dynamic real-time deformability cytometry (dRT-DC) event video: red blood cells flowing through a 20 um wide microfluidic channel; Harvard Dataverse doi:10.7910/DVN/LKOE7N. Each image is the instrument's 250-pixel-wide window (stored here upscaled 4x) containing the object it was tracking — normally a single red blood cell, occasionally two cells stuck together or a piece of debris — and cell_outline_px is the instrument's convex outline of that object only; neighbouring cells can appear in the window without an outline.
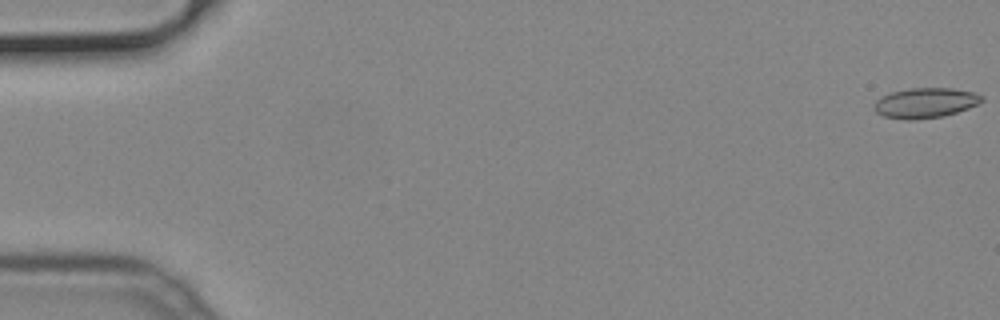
{"species": "common noctule bat (a hibernating species)", "species_latin": "Nyctalus noctula", "temperature_condition": "cold", "stored_images_in_passage": 52, "camera_frame_rate_fps": 3000, "um_per_image_px": 0.085, "animal": {"sex": "male", "body_mass_g": 19.2, "forearm_length_mm": 51.8}, "frame": {"image": 1, "passage_image": 1, "time_ms": 0.0, "image_size_px": [1000, 320], "cell_outline_px": [[984, 100], [968, 108], [944, 116], [916, 120], [908, 120], [884, 116], [876, 112], [872, 108], [872, 104], [880, 96], [892, 92], [912, 88], [952, 88], [976, 92], [984, 96]], "centroid_in_image_um": [78.64, 8.74], "position_along_channel_um": 6.4, "area_um2": 19.07}}
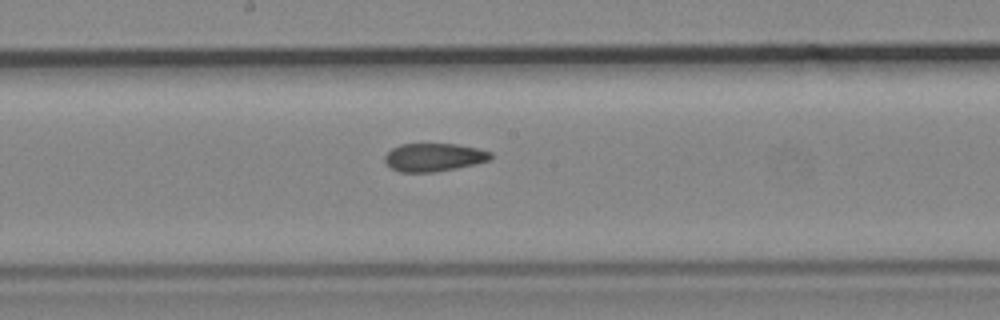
{"frame": {"image": 2, "passage_image": 28, "time_ms": 9.0, "image_size_px": [1000, 320], "cell_outline_px": [[492, 156], [488, 160], [476, 164], [456, 168], [432, 172], [400, 172], [392, 168], [384, 160], [384, 156], [392, 148], [400, 144], [456, 144], [476, 148], [492, 152]], "centroid_in_image_um": [36.87, 13.36], "position_along_channel_um": 211.3, "area_um2": 17.22}}
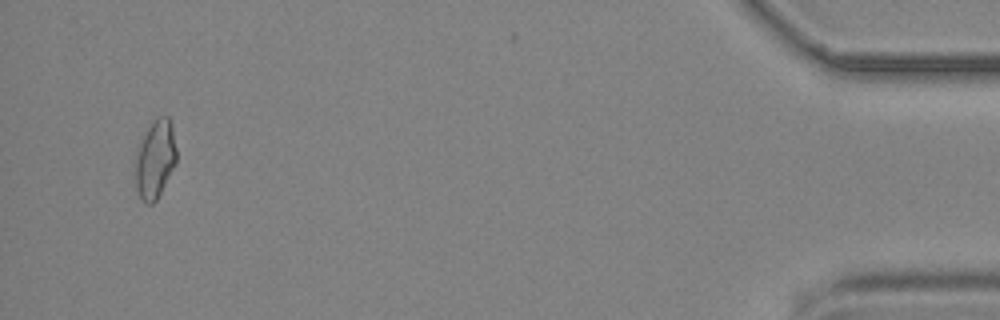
{"frame": {"image": 3, "passage_image": 50, "time_ms": 16.333, "image_size_px": [1000, 320], "cell_outline_px": [[176, 164], [156, 200], [152, 204], [148, 204], [140, 200], [136, 188], [132, 172], [132, 164], [136, 148], [148, 128], [156, 116], [168, 116], [172, 124], [176, 148]], "centroid_in_image_um": [13.13, 13.55], "position_along_channel_um": 422.1, "area_um2": 19.54}}